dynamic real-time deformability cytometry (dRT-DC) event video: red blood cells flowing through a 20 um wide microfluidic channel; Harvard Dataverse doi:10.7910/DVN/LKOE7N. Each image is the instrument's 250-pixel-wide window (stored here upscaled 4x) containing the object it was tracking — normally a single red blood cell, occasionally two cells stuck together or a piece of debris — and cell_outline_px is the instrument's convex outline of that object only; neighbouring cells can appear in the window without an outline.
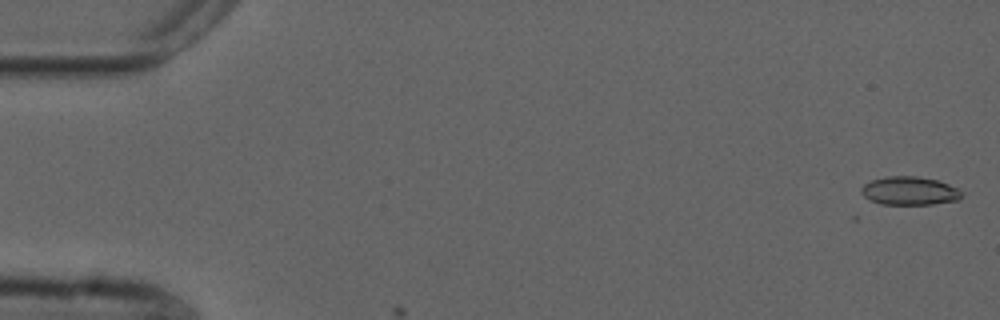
{"species": "common noctule bat (a hibernating species)", "species_latin": "Nyctalus noctula", "temperature_condition": "cold", "stored_images_in_passage": 4, "camera_frame_rate_fps": 3000, "um_per_image_px": 0.085, "animal": {"sex": "male", "forearm_length_mm": 52.5}, "frame": {"image": 1, "passage_image": 2, "time_ms": 0.333, "image_size_px": [1000, 320], "cell_outline_px": [[964, 192], [960, 200], [932, 204], [880, 204], [864, 196], [860, 192], [860, 188], [864, 184], [872, 180], [888, 176], [916, 176], [936, 180], [960, 188]], "centroid_in_image_um": [77.35, 16.22], "position_along_channel_um": 7.6, "area_um2": 16.7}}